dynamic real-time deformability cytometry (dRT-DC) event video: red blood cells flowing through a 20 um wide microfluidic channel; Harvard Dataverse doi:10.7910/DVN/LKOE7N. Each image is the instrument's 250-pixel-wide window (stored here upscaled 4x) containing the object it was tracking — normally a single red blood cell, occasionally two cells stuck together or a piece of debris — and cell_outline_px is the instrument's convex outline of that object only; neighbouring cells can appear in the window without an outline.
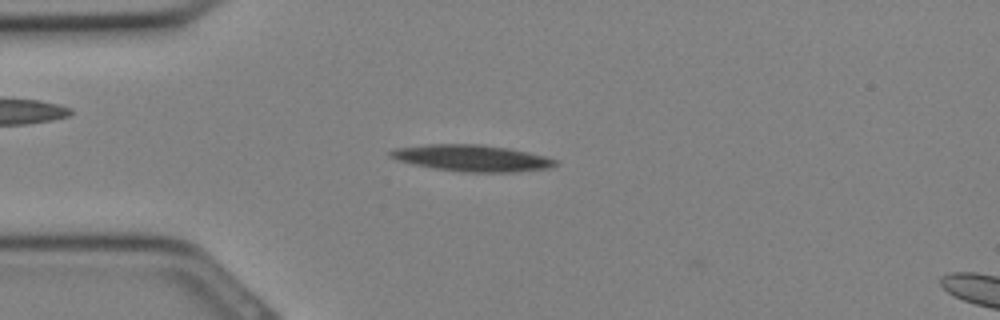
{"species": "Egyptian fruit bat (a non-hibernating species)", "species_latin": "Rousettus aegyptiacus", "temperature_condition": "cold", "stored_images_in_passage": 26, "camera_frame_rate_fps": 3000, "um_per_image_px": 0.085, "animal": {"sex": "female"}, "frame": {"image": 1, "passage_image": 2, "time_ms": 0.333, "image_size_px": [1000, 320], "cell_outline_px": [[560, 164], [552, 168], [516, 172], [464, 172], [432, 168], [396, 160], [388, 156], [388, 152], [396, 148], [428, 144], [480, 144], [508, 148], [528, 152], [544, 156], [556, 160]], "centroid_in_image_um": [40.13, 13.44], "position_along_channel_um": 44.9, "area_um2": 25.61}}
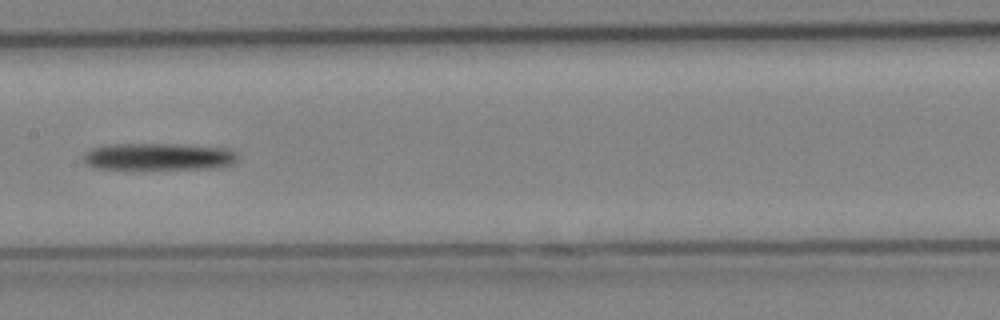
{"frame": {"image": 2, "passage_image": 10, "time_ms": 3.0, "image_size_px": [1000, 320], "cell_outline_px": [[236, 160], [232, 164], [212, 168], [144, 172], [92, 168], [84, 160], [84, 152], [92, 148], [104, 144], [184, 144], [228, 148], [236, 152]], "centroid_in_image_um": [13.42, 13.36], "position_along_channel_um": 194.0, "area_um2": 25.89}}
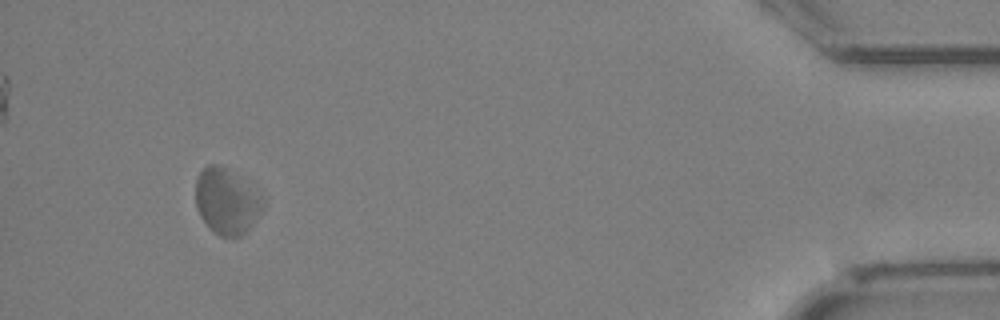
{"frame": {"image": 3, "passage_image": 24, "time_ms": 7.667, "image_size_px": [1000, 320], "cell_outline_px": [[264, 204], [260, 212], [248, 232], [240, 236], [220, 236], [200, 216], [196, 208], [196, 176], [208, 164], [220, 164], [264, 196]], "centroid_in_image_um": [19.27, 17.1], "position_along_channel_um": 415.9, "area_um2": 25.49}}